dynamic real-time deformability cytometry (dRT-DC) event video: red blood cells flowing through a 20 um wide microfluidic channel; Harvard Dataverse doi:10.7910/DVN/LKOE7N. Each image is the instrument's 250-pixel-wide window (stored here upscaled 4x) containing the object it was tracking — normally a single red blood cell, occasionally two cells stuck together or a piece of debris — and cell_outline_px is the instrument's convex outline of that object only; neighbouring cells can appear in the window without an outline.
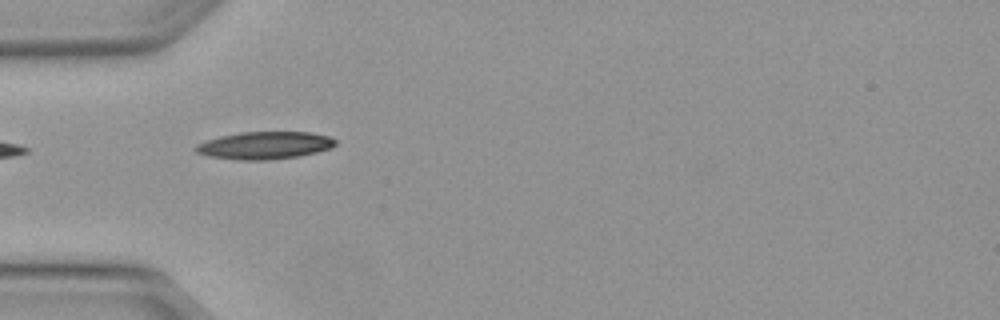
{"species": "Egyptian fruit bat (a non-hibernating species)", "species_latin": "Rousettus aegyptiacus", "temperature_condition": "warm", "stored_images_in_passage": 7, "camera_frame_rate_fps": 3000, "um_per_image_px": 0.085, "animal": {"sex": "female"}, "frame": {"image": 1, "passage_image": 1, "time_ms": 0.0, "image_size_px": [1000, 320], "cell_outline_px": [[336, 144], [332, 148], [300, 156], [268, 160], [240, 160], [208, 156], [196, 152], [192, 148], [196, 144], [220, 136], [240, 132], [308, 132], [328, 136], [336, 140]], "centroid_in_image_um": [22.49, 12.36], "position_along_channel_um": 62.5, "area_um2": 22.43}}